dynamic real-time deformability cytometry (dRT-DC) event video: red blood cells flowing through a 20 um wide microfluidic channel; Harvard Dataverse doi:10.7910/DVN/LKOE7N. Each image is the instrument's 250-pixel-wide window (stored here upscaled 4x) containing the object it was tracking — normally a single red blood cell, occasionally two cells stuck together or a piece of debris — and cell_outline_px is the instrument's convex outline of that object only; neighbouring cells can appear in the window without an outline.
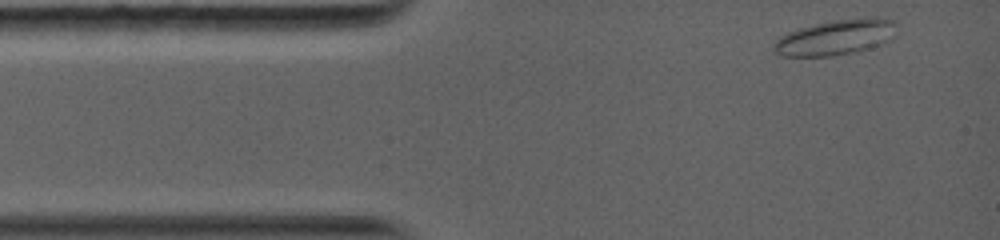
{"species": "common noctule bat (a hibernating species)", "species_latin": "Nyctalus noctula", "temperature_condition": "warm", "stored_images_in_passage": 35, "camera_frame_rate_fps": 5000, "um_per_image_px": 0.085, "animal": {"sex": "female", "body_mass_g": 19.0, "forearm_length_mm": 56.7}, "frame": {"image": 1, "passage_image": 1, "time_ms": 0.0, "image_size_px": [1000, 240], "cell_outline_px": [[896, 36], [892, 40], [868, 48], [852, 52], [832, 56], [780, 56], [772, 52], [772, 44], [780, 36], [788, 32], [800, 28], [816, 24], [836, 20], [876, 16], [880, 16], [896, 20]], "centroid_in_image_um": [71.07, 3.16], "position_along_channel_um": 13.9, "area_um2": 25.66}}
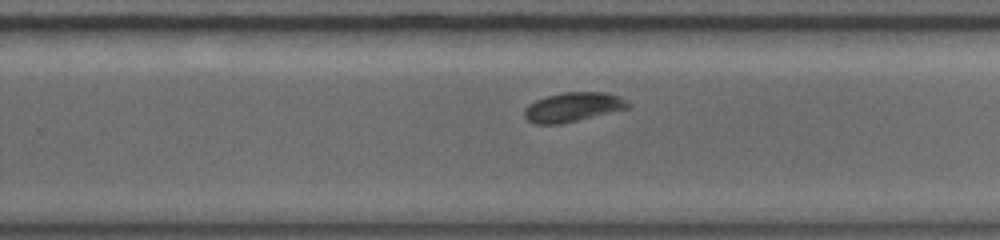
{"frame": {"image": 2, "passage_image": 21, "time_ms": 7.8, "image_size_px": [1000, 240], "cell_outline_px": [[632, 104], [628, 108], [560, 124], [532, 124], [524, 116], [524, 108], [528, 104], [536, 100], [548, 96], [564, 92], [604, 92], [620, 96], [628, 100]], "centroid_in_image_um": [48.7, 9.1], "position_along_channel_um": 281.1, "area_um2": 17.69}}
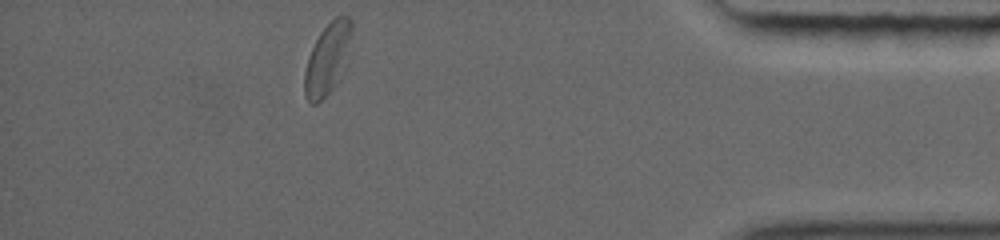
{"frame": {"image": 3, "passage_image": 35, "time_ms": 12.0, "image_size_px": [1000, 240], "cell_outline_px": [[352, 32], [332, 88], [316, 104], [312, 104], [304, 96], [304, 72], [308, 56], [320, 32], [336, 16], [348, 16], [352, 20]], "centroid_in_image_um": [27.75, 4.96], "position_along_channel_um": 407.5, "area_um2": 18.21}, "authors_computed_cell_mechanics": {"area_um2": 17.9758, "velocity_mm_per_s": 4.0891, "shape_relaxation_time_tau1_ms": 5.8267, "shape_relaxation_time_tau2_ms": 1.4503, "deformation_change_tau1": 0.1018, "deformation_change_tau2": 0.0353}}